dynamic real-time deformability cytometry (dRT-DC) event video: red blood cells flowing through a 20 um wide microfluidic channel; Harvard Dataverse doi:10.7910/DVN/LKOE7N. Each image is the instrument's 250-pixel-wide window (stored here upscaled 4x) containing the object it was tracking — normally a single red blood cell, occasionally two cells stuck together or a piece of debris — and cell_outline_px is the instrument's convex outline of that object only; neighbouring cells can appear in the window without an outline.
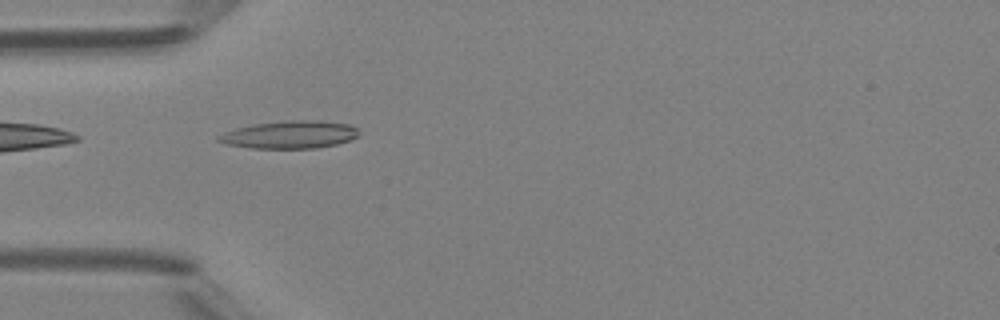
{"species": "Egyptian fruit bat (a non-hibernating species)", "species_latin": "Rousettus aegyptiacus", "temperature_condition": "room temperature", "stored_images_in_passage": 6, "camera_frame_rate_fps": 3000, "um_per_image_px": 0.085, "animal": {"sex": "female"}, "frame": {"image": 1, "passage_image": 4, "time_ms": 4.333, "image_size_px": [1000, 320], "cell_outline_px": [[360, 136], [352, 140], [336, 144], [316, 148], [248, 148], [228, 144], [216, 140], [216, 136], [224, 132], [236, 128], [252, 124], [288, 120], [316, 120], [352, 124], [360, 132]], "centroid_in_image_um": [24.67, 11.44], "position_along_channel_um": 60.3, "area_um2": 22.89}}
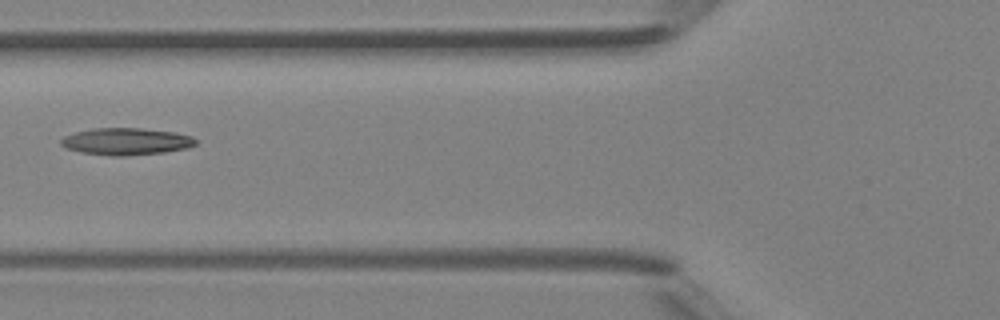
{"frame": {"image": 2, "passage_image": 5, "time_ms": 5.667, "image_size_px": [1000, 320], "cell_outline_px": [[196, 144], [188, 148], [164, 152], [124, 156], [112, 156], [84, 152], [68, 148], [60, 144], [60, 140], [64, 136], [76, 132], [92, 128], [140, 128], [176, 132], [192, 136], [196, 140]], "centroid_in_image_um": [10.76, 12.01], "position_along_channel_um": 115.0, "area_um2": 21.1}}
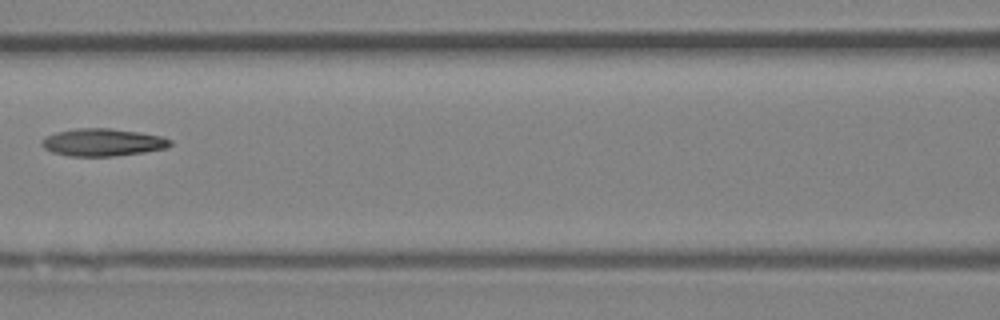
{"frame": {"image": 3, "passage_image": 6, "time_ms": 6.667, "image_size_px": [1000, 320], "cell_outline_px": [[172, 144], [168, 148], [144, 152], [112, 156], [68, 156], [52, 152], [44, 148], [40, 144], [40, 140], [56, 132], [80, 128], [108, 128], [136, 132], [160, 136], [172, 140]], "centroid_in_image_um": [8.72, 12.11], "position_along_channel_um": 157.9, "area_um2": 20.46}}